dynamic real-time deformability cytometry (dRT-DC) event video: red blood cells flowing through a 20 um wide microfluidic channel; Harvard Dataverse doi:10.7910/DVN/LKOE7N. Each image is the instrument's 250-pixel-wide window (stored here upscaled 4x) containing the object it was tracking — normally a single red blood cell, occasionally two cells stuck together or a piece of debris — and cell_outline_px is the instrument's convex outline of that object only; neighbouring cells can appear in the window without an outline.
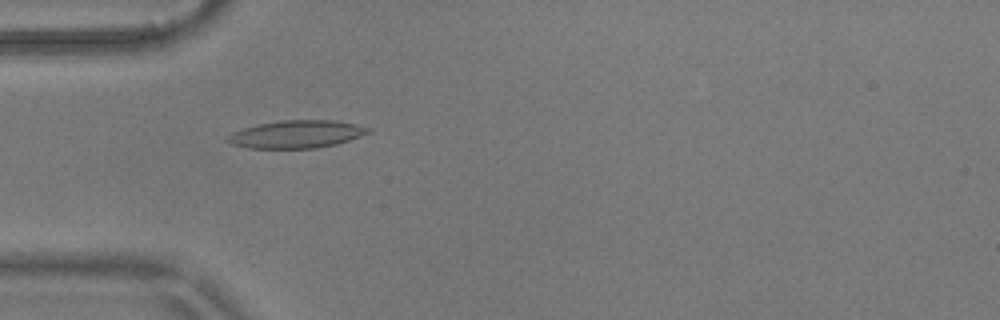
{"species": "common noctule bat (a hibernating species)", "species_latin": "Nyctalus noctula", "temperature_condition": "warm", "stored_images_in_passage": 4, "camera_frame_rate_fps": 3000, "um_per_image_px": 0.085, "animal": {"sex": "male", "body_mass_g": 17.9}, "frame": {"image": 1, "passage_image": 3, "time_ms": 0.667, "image_size_px": [1000, 320], "cell_outline_px": [[372, 132], [336, 144], [316, 148], [248, 148], [232, 144], [224, 140], [232, 132], [244, 128], [260, 124], [284, 120], [336, 120], [356, 124], [372, 128]], "centroid_in_image_um": [25.23, 11.41], "position_along_channel_um": 59.8, "area_um2": 22.66}}